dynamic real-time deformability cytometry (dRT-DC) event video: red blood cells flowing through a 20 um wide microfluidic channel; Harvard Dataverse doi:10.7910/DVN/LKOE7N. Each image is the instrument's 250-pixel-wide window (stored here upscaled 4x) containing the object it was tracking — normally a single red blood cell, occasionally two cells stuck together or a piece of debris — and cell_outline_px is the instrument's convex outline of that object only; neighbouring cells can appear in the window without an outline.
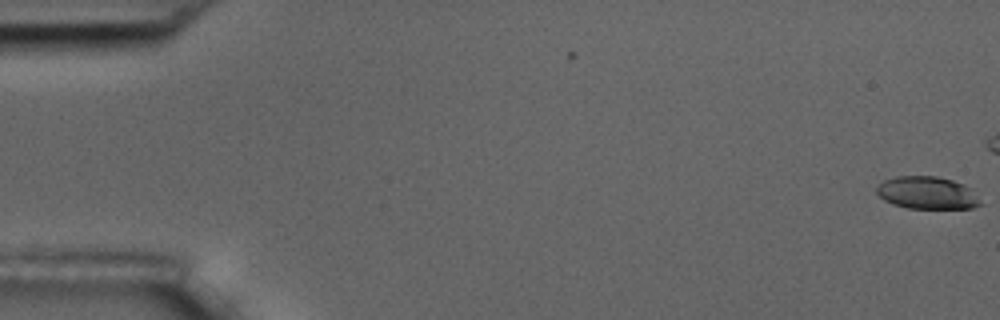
{"species": "common noctule bat (a hibernating species)", "species_latin": "Nyctalus noctula", "temperature_condition": "room temperature", "stored_images_in_passage": 10, "camera_frame_rate_fps": 3000, "um_per_image_px": 0.085, "animal": {"sex": "male", "body_mass_g": 17.5, "forearm_length_mm": 52.3}, "frame": {"image": 1, "passage_image": 1, "time_ms": 0.0, "image_size_px": [1000, 320], "cell_outline_px": [[984, 204], [972, 208], [908, 208], [892, 204], [884, 200], [876, 192], [876, 188], [884, 180], [896, 176], [936, 176], [952, 180], [964, 184], [972, 188]], "centroid_in_image_um": [78.85, 16.39], "position_along_channel_um": 6.1, "area_um2": 19.83}}
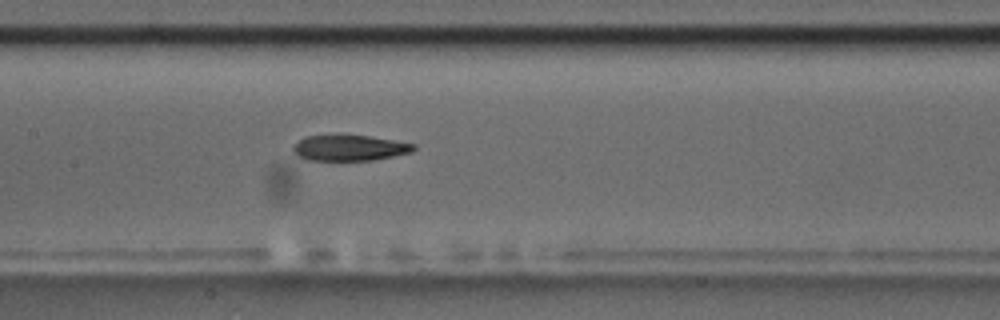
{"frame": {"image": 2, "passage_image": 10, "time_ms": 11.0, "image_size_px": [1000, 320], "cell_outline_px": [[416, 148], [412, 152], [372, 160], [308, 160], [296, 156], [292, 152], [292, 148], [300, 140], [308, 136], [368, 136], [396, 140], [416, 144]], "centroid_in_image_um": [29.73, 12.58], "position_along_channel_um": 177.7, "area_um2": 17.86}}